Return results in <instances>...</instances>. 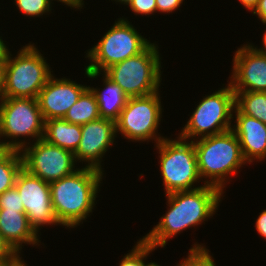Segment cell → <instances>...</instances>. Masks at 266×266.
I'll return each instance as SVG.
<instances>
[{
	"label": "cell",
	"instance_id": "6da1fadb",
	"mask_svg": "<svg viewBox=\"0 0 266 266\" xmlns=\"http://www.w3.org/2000/svg\"><path fill=\"white\" fill-rule=\"evenodd\" d=\"M223 193L215 186L204 184L193 190L166 194L170 208L142 239L154 248L165 247L168 239L213 217Z\"/></svg>",
	"mask_w": 266,
	"mask_h": 266
},
{
	"label": "cell",
	"instance_id": "7a4b0ae2",
	"mask_svg": "<svg viewBox=\"0 0 266 266\" xmlns=\"http://www.w3.org/2000/svg\"><path fill=\"white\" fill-rule=\"evenodd\" d=\"M103 174L84 166L49 184L52 208L59 224L74 228L87 219L95 206Z\"/></svg>",
	"mask_w": 266,
	"mask_h": 266
},
{
	"label": "cell",
	"instance_id": "3957f363",
	"mask_svg": "<svg viewBox=\"0 0 266 266\" xmlns=\"http://www.w3.org/2000/svg\"><path fill=\"white\" fill-rule=\"evenodd\" d=\"M193 143L201 180L209 178L204 184L215 186L222 191L228 182L227 178H230L228 176L236 174L238 169L247 163L240 141L232 130L199 140L196 138Z\"/></svg>",
	"mask_w": 266,
	"mask_h": 266
},
{
	"label": "cell",
	"instance_id": "277c9868",
	"mask_svg": "<svg viewBox=\"0 0 266 266\" xmlns=\"http://www.w3.org/2000/svg\"><path fill=\"white\" fill-rule=\"evenodd\" d=\"M150 44L127 18H120L99 42L87 51L85 58L90 60V64L85 66V74L96 79L101 72L104 73L109 67L140 54Z\"/></svg>",
	"mask_w": 266,
	"mask_h": 266
},
{
	"label": "cell",
	"instance_id": "5b68a950",
	"mask_svg": "<svg viewBox=\"0 0 266 266\" xmlns=\"http://www.w3.org/2000/svg\"><path fill=\"white\" fill-rule=\"evenodd\" d=\"M6 61L3 98H38L45 86L51 69L43 54L34 44L23 46L13 58Z\"/></svg>",
	"mask_w": 266,
	"mask_h": 266
},
{
	"label": "cell",
	"instance_id": "8992f818",
	"mask_svg": "<svg viewBox=\"0 0 266 266\" xmlns=\"http://www.w3.org/2000/svg\"><path fill=\"white\" fill-rule=\"evenodd\" d=\"M158 48L151 43L140 54L109 67L104 74L118 84L128 98L158 92L162 80Z\"/></svg>",
	"mask_w": 266,
	"mask_h": 266
},
{
	"label": "cell",
	"instance_id": "52a82bcc",
	"mask_svg": "<svg viewBox=\"0 0 266 266\" xmlns=\"http://www.w3.org/2000/svg\"><path fill=\"white\" fill-rule=\"evenodd\" d=\"M155 146L160 154L159 163L165 195L201 187L194 188V183H199L201 177L193 141L178 136L177 140L164 138Z\"/></svg>",
	"mask_w": 266,
	"mask_h": 266
},
{
	"label": "cell",
	"instance_id": "ba28073f",
	"mask_svg": "<svg viewBox=\"0 0 266 266\" xmlns=\"http://www.w3.org/2000/svg\"><path fill=\"white\" fill-rule=\"evenodd\" d=\"M234 109L235 93L228 83L199 102L179 137L194 141L196 136L199 139L232 130Z\"/></svg>",
	"mask_w": 266,
	"mask_h": 266
},
{
	"label": "cell",
	"instance_id": "9c48e42d",
	"mask_svg": "<svg viewBox=\"0 0 266 266\" xmlns=\"http://www.w3.org/2000/svg\"><path fill=\"white\" fill-rule=\"evenodd\" d=\"M44 126L45 121L36 98H2L0 137L12 138L7 143L13 150L29 145L27 141L19 139L23 136L35 138V142L43 139Z\"/></svg>",
	"mask_w": 266,
	"mask_h": 266
},
{
	"label": "cell",
	"instance_id": "30bf717a",
	"mask_svg": "<svg viewBox=\"0 0 266 266\" xmlns=\"http://www.w3.org/2000/svg\"><path fill=\"white\" fill-rule=\"evenodd\" d=\"M159 91L146 96L128 98L116 121V133L131 141H154L159 143L164 137L157 135L162 118Z\"/></svg>",
	"mask_w": 266,
	"mask_h": 266
},
{
	"label": "cell",
	"instance_id": "8fae6325",
	"mask_svg": "<svg viewBox=\"0 0 266 266\" xmlns=\"http://www.w3.org/2000/svg\"><path fill=\"white\" fill-rule=\"evenodd\" d=\"M23 168L47 183H52L73 174L75 157L70 151L47 143L44 139L20 149Z\"/></svg>",
	"mask_w": 266,
	"mask_h": 266
},
{
	"label": "cell",
	"instance_id": "7c38bea8",
	"mask_svg": "<svg viewBox=\"0 0 266 266\" xmlns=\"http://www.w3.org/2000/svg\"><path fill=\"white\" fill-rule=\"evenodd\" d=\"M15 187L30 226L37 234L44 225H60L52 208L49 183L22 168L17 175Z\"/></svg>",
	"mask_w": 266,
	"mask_h": 266
},
{
	"label": "cell",
	"instance_id": "4fadbf2b",
	"mask_svg": "<svg viewBox=\"0 0 266 266\" xmlns=\"http://www.w3.org/2000/svg\"><path fill=\"white\" fill-rule=\"evenodd\" d=\"M257 48L244 44L235 52L229 82L234 92H266V55Z\"/></svg>",
	"mask_w": 266,
	"mask_h": 266
},
{
	"label": "cell",
	"instance_id": "5bb4252c",
	"mask_svg": "<svg viewBox=\"0 0 266 266\" xmlns=\"http://www.w3.org/2000/svg\"><path fill=\"white\" fill-rule=\"evenodd\" d=\"M116 122L99 118L81 125V140L74 153L75 161L86 162V167L102 170L101 161L109 147L114 143Z\"/></svg>",
	"mask_w": 266,
	"mask_h": 266
},
{
	"label": "cell",
	"instance_id": "9a60e30c",
	"mask_svg": "<svg viewBox=\"0 0 266 266\" xmlns=\"http://www.w3.org/2000/svg\"><path fill=\"white\" fill-rule=\"evenodd\" d=\"M87 88L64 77L57 79L52 74L37 98L44 121L64 118Z\"/></svg>",
	"mask_w": 266,
	"mask_h": 266
},
{
	"label": "cell",
	"instance_id": "2e32d148",
	"mask_svg": "<svg viewBox=\"0 0 266 266\" xmlns=\"http://www.w3.org/2000/svg\"><path fill=\"white\" fill-rule=\"evenodd\" d=\"M232 131L240 141L242 154L248 164L266 158V124L254 117L242 114L236 107Z\"/></svg>",
	"mask_w": 266,
	"mask_h": 266
},
{
	"label": "cell",
	"instance_id": "e0dca14e",
	"mask_svg": "<svg viewBox=\"0 0 266 266\" xmlns=\"http://www.w3.org/2000/svg\"><path fill=\"white\" fill-rule=\"evenodd\" d=\"M0 233L17 254L21 253L23 243L39 246V235L30 226L25 212L0 210Z\"/></svg>",
	"mask_w": 266,
	"mask_h": 266
},
{
	"label": "cell",
	"instance_id": "ac0fdd59",
	"mask_svg": "<svg viewBox=\"0 0 266 266\" xmlns=\"http://www.w3.org/2000/svg\"><path fill=\"white\" fill-rule=\"evenodd\" d=\"M102 75L104 89L100 91V88L88 87L96 96L100 117L116 122L126 105L128 97L118 84L114 83L104 73Z\"/></svg>",
	"mask_w": 266,
	"mask_h": 266
},
{
	"label": "cell",
	"instance_id": "d6986e66",
	"mask_svg": "<svg viewBox=\"0 0 266 266\" xmlns=\"http://www.w3.org/2000/svg\"><path fill=\"white\" fill-rule=\"evenodd\" d=\"M43 139L74 154L81 140V125L69 123L63 118L46 120Z\"/></svg>",
	"mask_w": 266,
	"mask_h": 266
},
{
	"label": "cell",
	"instance_id": "ffe728a7",
	"mask_svg": "<svg viewBox=\"0 0 266 266\" xmlns=\"http://www.w3.org/2000/svg\"><path fill=\"white\" fill-rule=\"evenodd\" d=\"M100 118L95 94L88 87L64 116L72 124L83 125Z\"/></svg>",
	"mask_w": 266,
	"mask_h": 266
},
{
	"label": "cell",
	"instance_id": "44dd1931",
	"mask_svg": "<svg viewBox=\"0 0 266 266\" xmlns=\"http://www.w3.org/2000/svg\"><path fill=\"white\" fill-rule=\"evenodd\" d=\"M235 107L266 124V92H234Z\"/></svg>",
	"mask_w": 266,
	"mask_h": 266
},
{
	"label": "cell",
	"instance_id": "7402d4cb",
	"mask_svg": "<svg viewBox=\"0 0 266 266\" xmlns=\"http://www.w3.org/2000/svg\"><path fill=\"white\" fill-rule=\"evenodd\" d=\"M23 168L20 150H13L0 163V195L15 186L18 173Z\"/></svg>",
	"mask_w": 266,
	"mask_h": 266
},
{
	"label": "cell",
	"instance_id": "603a6c76",
	"mask_svg": "<svg viewBox=\"0 0 266 266\" xmlns=\"http://www.w3.org/2000/svg\"><path fill=\"white\" fill-rule=\"evenodd\" d=\"M155 249L157 248L140 239L135 247L121 259L119 266H148L150 263L145 264L144 260Z\"/></svg>",
	"mask_w": 266,
	"mask_h": 266
},
{
	"label": "cell",
	"instance_id": "cb8c5ba5",
	"mask_svg": "<svg viewBox=\"0 0 266 266\" xmlns=\"http://www.w3.org/2000/svg\"><path fill=\"white\" fill-rule=\"evenodd\" d=\"M177 266H216L209 250L200 245L194 244L188 252V257L181 261Z\"/></svg>",
	"mask_w": 266,
	"mask_h": 266
},
{
	"label": "cell",
	"instance_id": "d4e9b609",
	"mask_svg": "<svg viewBox=\"0 0 266 266\" xmlns=\"http://www.w3.org/2000/svg\"><path fill=\"white\" fill-rule=\"evenodd\" d=\"M15 5L23 14L30 17H40L45 13L51 12L50 0H14Z\"/></svg>",
	"mask_w": 266,
	"mask_h": 266
},
{
	"label": "cell",
	"instance_id": "484cf974",
	"mask_svg": "<svg viewBox=\"0 0 266 266\" xmlns=\"http://www.w3.org/2000/svg\"><path fill=\"white\" fill-rule=\"evenodd\" d=\"M0 210L25 212L20 194L15 186L0 195Z\"/></svg>",
	"mask_w": 266,
	"mask_h": 266
},
{
	"label": "cell",
	"instance_id": "4316f807",
	"mask_svg": "<svg viewBox=\"0 0 266 266\" xmlns=\"http://www.w3.org/2000/svg\"><path fill=\"white\" fill-rule=\"evenodd\" d=\"M121 4L128 5L135 15L141 14L143 16L157 12L155 0H124Z\"/></svg>",
	"mask_w": 266,
	"mask_h": 266
},
{
	"label": "cell",
	"instance_id": "83f0119b",
	"mask_svg": "<svg viewBox=\"0 0 266 266\" xmlns=\"http://www.w3.org/2000/svg\"><path fill=\"white\" fill-rule=\"evenodd\" d=\"M157 11L161 13H172L178 9L184 0H155Z\"/></svg>",
	"mask_w": 266,
	"mask_h": 266
},
{
	"label": "cell",
	"instance_id": "f1b7e54d",
	"mask_svg": "<svg viewBox=\"0 0 266 266\" xmlns=\"http://www.w3.org/2000/svg\"><path fill=\"white\" fill-rule=\"evenodd\" d=\"M5 259H22V257L9 246L0 233V260Z\"/></svg>",
	"mask_w": 266,
	"mask_h": 266
},
{
	"label": "cell",
	"instance_id": "f546056e",
	"mask_svg": "<svg viewBox=\"0 0 266 266\" xmlns=\"http://www.w3.org/2000/svg\"><path fill=\"white\" fill-rule=\"evenodd\" d=\"M256 230L261 237L266 239V209L263 210L255 222Z\"/></svg>",
	"mask_w": 266,
	"mask_h": 266
},
{
	"label": "cell",
	"instance_id": "4dcf8cb0",
	"mask_svg": "<svg viewBox=\"0 0 266 266\" xmlns=\"http://www.w3.org/2000/svg\"><path fill=\"white\" fill-rule=\"evenodd\" d=\"M254 15H257L258 18L266 25V0H259L257 7L252 12Z\"/></svg>",
	"mask_w": 266,
	"mask_h": 266
},
{
	"label": "cell",
	"instance_id": "1f68e13d",
	"mask_svg": "<svg viewBox=\"0 0 266 266\" xmlns=\"http://www.w3.org/2000/svg\"><path fill=\"white\" fill-rule=\"evenodd\" d=\"M13 151L7 142H0V163Z\"/></svg>",
	"mask_w": 266,
	"mask_h": 266
},
{
	"label": "cell",
	"instance_id": "d6a6232c",
	"mask_svg": "<svg viewBox=\"0 0 266 266\" xmlns=\"http://www.w3.org/2000/svg\"><path fill=\"white\" fill-rule=\"evenodd\" d=\"M5 68L6 61H0V98H3V92L5 87Z\"/></svg>",
	"mask_w": 266,
	"mask_h": 266
},
{
	"label": "cell",
	"instance_id": "836d02e7",
	"mask_svg": "<svg viewBox=\"0 0 266 266\" xmlns=\"http://www.w3.org/2000/svg\"><path fill=\"white\" fill-rule=\"evenodd\" d=\"M10 51L8 47L2 40V36L0 37V61H7Z\"/></svg>",
	"mask_w": 266,
	"mask_h": 266
},
{
	"label": "cell",
	"instance_id": "e575fe53",
	"mask_svg": "<svg viewBox=\"0 0 266 266\" xmlns=\"http://www.w3.org/2000/svg\"><path fill=\"white\" fill-rule=\"evenodd\" d=\"M241 4L248 10L254 11V9L257 7L259 0H239Z\"/></svg>",
	"mask_w": 266,
	"mask_h": 266
},
{
	"label": "cell",
	"instance_id": "d590c367",
	"mask_svg": "<svg viewBox=\"0 0 266 266\" xmlns=\"http://www.w3.org/2000/svg\"><path fill=\"white\" fill-rule=\"evenodd\" d=\"M53 1V0H50ZM58 2L65 3L67 6H70V8H77L80 9L83 7L84 4H82L79 0H57Z\"/></svg>",
	"mask_w": 266,
	"mask_h": 266
},
{
	"label": "cell",
	"instance_id": "8d00e7d4",
	"mask_svg": "<svg viewBox=\"0 0 266 266\" xmlns=\"http://www.w3.org/2000/svg\"><path fill=\"white\" fill-rule=\"evenodd\" d=\"M22 259H5L0 260V266H17Z\"/></svg>",
	"mask_w": 266,
	"mask_h": 266
},
{
	"label": "cell",
	"instance_id": "74e56055",
	"mask_svg": "<svg viewBox=\"0 0 266 266\" xmlns=\"http://www.w3.org/2000/svg\"><path fill=\"white\" fill-rule=\"evenodd\" d=\"M263 41H262V43H263V47H261V48H258L257 50L260 52V53H262V54H264V55H266V31H265V33H264V35H263V39H262Z\"/></svg>",
	"mask_w": 266,
	"mask_h": 266
},
{
	"label": "cell",
	"instance_id": "f35d334b",
	"mask_svg": "<svg viewBox=\"0 0 266 266\" xmlns=\"http://www.w3.org/2000/svg\"><path fill=\"white\" fill-rule=\"evenodd\" d=\"M17 266H27V264L22 260Z\"/></svg>",
	"mask_w": 266,
	"mask_h": 266
},
{
	"label": "cell",
	"instance_id": "ab89813d",
	"mask_svg": "<svg viewBox=\"0 0 266 266\" xmlns=\"http://www.w3.org/2000/svg\"><path fill=\"white\" fill-rule=\"evenodd\" d=\"M148 266H160V265H158V264L155 263V262H150V264H149Z\"/></svg>",
	"mask_w": 266,
	"mask_h": 266
},
{
	"label": "cell",
	"instance_id": "60d3db41",
	"mask_svg": "<svg viewBox=\"0 0 266 266\" xmlns=\"http://www.w3.org/2000/svg\"><path fill=\"white\" fill-rule=\"evenodd\" d=\"M114 1L122 3L124 0H114Z\"/></svg>",
	"mask_w": 266,
	"mask_h": 266
}]
</instances>
